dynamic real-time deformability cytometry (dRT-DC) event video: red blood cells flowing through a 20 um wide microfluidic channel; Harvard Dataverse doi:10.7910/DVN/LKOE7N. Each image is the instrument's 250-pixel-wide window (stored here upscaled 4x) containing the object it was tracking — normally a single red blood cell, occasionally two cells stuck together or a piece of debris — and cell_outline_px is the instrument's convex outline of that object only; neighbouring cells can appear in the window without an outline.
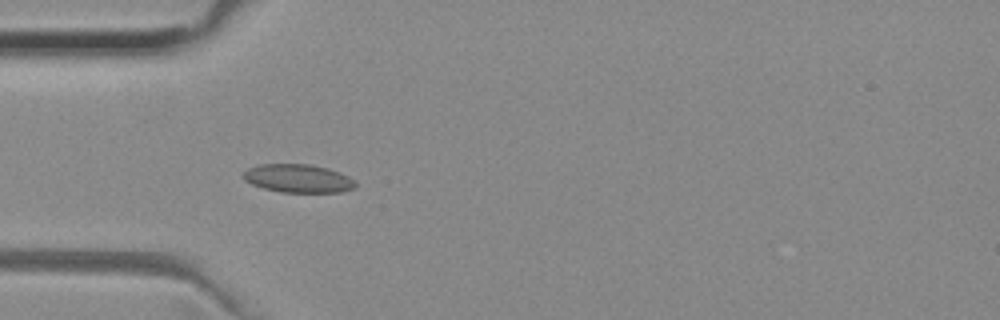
{"species": "common noctule bat (a hibernating species)", "species_latin": "Nyctalus noctula", "temperature_condition": "room temperature", "stored_images_in_passage": 49, "camera_frame_rate_fps": 3000, "um_per_image_px": 0.085, "animal": {"sex": "female", "body_mass_g": 29.2, "forearm_length_mm": 56.3}, "frame": {"image": 1, "passage_image": 13, "time_ms": 4.0, "image_size_px": [1000, 320], "cell_outline_px": [[356, 188], [340, 192], [280, 192], [264, 188], [252, 184], [244, 180], [244, 172], [248, 168], [260, 164], [312, 164], [328, 168], [348, 176], [356, 184]], "centroid_in_image_um": [25.34, 15.16], "position_along_channel_um": 59.7, "area_um2": 18.44}}
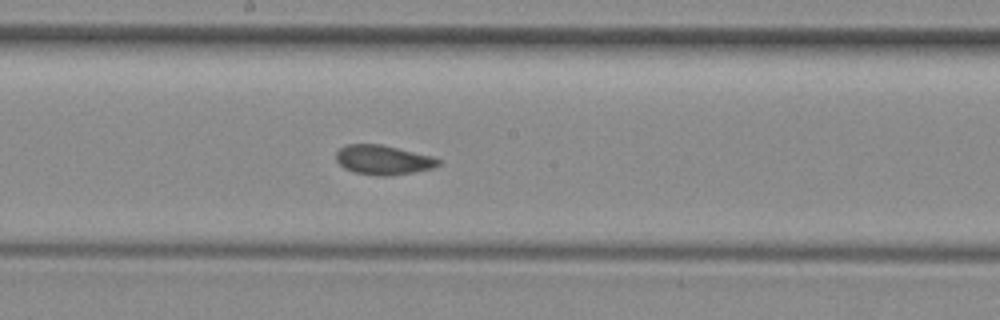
{"frame": {"image": 2, "passage_image": 25, "time_ms": 8.0, "image_size_px": [1000, 320], "cell_outline_px": [[440, 164], [432, 168], [412, 172], [388, 176], [376, 176], [352, 172], [344, 168], [336, 160], [336, 152], [340, 148], [348, 144], [380, 144], [432, 156], [440, 160]], "centroid_in_image_um": [32.53, 13.6], "position_along_channel_um": 215.7, "area_um2": 17.51}}
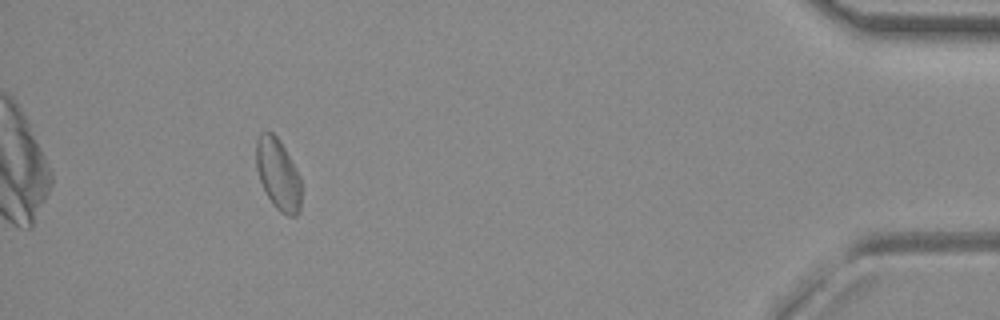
{"frame": {"image": 3, "passage_image": 45, "time_ms": 14.667, "image_size_px": [1000, 320], "cell_outline_px": [[300, 212], [296, 216], [288, 216], [280, 212], [272, 204], [260, 180], [256, 168], [256, 140], [260, 132], [272, 132], [280, 140], [296, 168], [300, 176]], "centroid_in_image_um": [23.63, 14.81], "position_along_channel_um": 411.6, "area_um2": 18.73}, "authors_computed_cell_mechanics": {"area_um2": 18.2648, "velocity_mm_per_s": 3.9537, "shape_relaxation_time_tau1_ms": null, "shape_relaxation_time_tau2_ms": 0.8386, "deformation_change_tau1": null, "deformation_change_tau2": 0.0562}}